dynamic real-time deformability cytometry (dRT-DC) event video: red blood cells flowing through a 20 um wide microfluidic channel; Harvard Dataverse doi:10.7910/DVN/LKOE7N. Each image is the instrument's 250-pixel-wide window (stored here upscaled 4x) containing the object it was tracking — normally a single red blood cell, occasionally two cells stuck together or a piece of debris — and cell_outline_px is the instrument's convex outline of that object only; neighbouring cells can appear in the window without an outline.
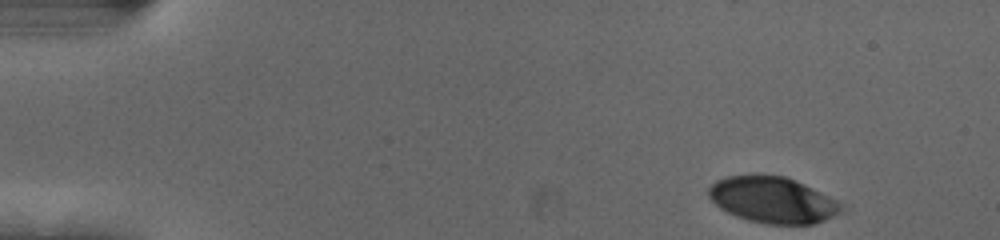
{"species": "human", "species_latin": "Homo sapiens", "temperature_condition": "cold", "stored_images_in_passage": 42, "camera_frame_rate_fps": 3000, "um_per_image_px": 0.085, "donor": {"sex": "female"}, "frame": {"image": 1, "passage_image": 1, "time_ms": 0.0, "image_size_px": [1000, 240], "cell_outline_px": [[848, 208], [844, 212], [824, 220], [812, 224], [764, 224], [748, 220], [736, 216], [720, 208], [708, 196], [708, 188], [716, 180], [728, 176], [784, 176], [804, 184], [836, 200]], "centroid_in_image_um": [65.71, 17.02], "position_along_channel_um": 19.3, "area_um2": 35.43}}
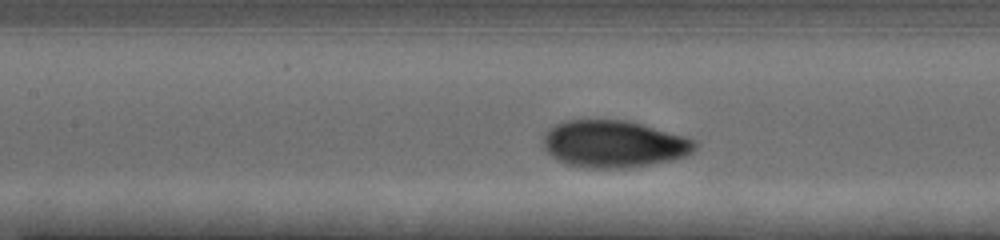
{"frame": {"image": 2, "passage_image": 21, "time_ms": 6.667, "image_size_px": [1000, 240], "cell_outline_px": [[696, 148], [692, 152], [684, 156], [672, 160], [652, 164], [624, 168], [592, 168], [568, 164], [556, 160], [544, 148], [544, 136], [548, 128], [556, 124], [568, 120], [624, 120], [640, 124], [684, 136], [696, 140]], "centroid_in_image_um": [52.17, 12.24], "position_along_channel_um": 155.2, "area_um2": 41.33}}
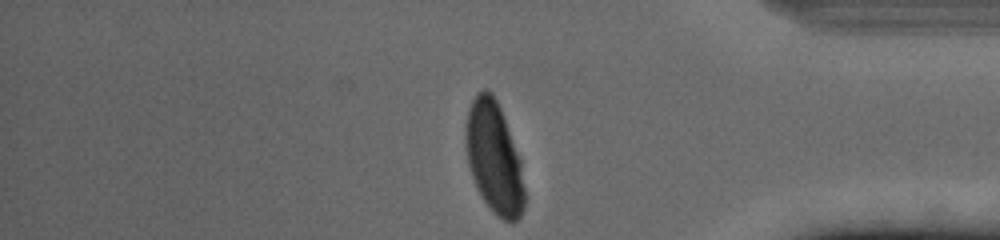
{"frame": {"image": 3, "passage_image": 42, "time_ms": 13.667, "image_size_px": [1000, 240], "cell_outline_px": [[524, 208], [520, 216], [512, 224], [496, 216], [492, 212], [484, 200], [472, 176], [468, 164], [464, 140], [464, 128], [468, 108], [476, 92], [484, 88], [492, 92], [500, 108], [520, 160], [524, 188]], "centroid_in_image_um": [41.96, 13.39], "position_along_channel_um": 393.2, "area_um2": 38.21}, "authors_computed_cell_mechanics": {"area_um2": 40.3733, "velocity_mm_per_s": 3.6806, "shape_relaxation_time_tau1_ms": 3.7918, "shape_relaxation_time_tau2_ms": null, "deformation_change_tau1": 0.1872, "deformation_change_tau2": null}}